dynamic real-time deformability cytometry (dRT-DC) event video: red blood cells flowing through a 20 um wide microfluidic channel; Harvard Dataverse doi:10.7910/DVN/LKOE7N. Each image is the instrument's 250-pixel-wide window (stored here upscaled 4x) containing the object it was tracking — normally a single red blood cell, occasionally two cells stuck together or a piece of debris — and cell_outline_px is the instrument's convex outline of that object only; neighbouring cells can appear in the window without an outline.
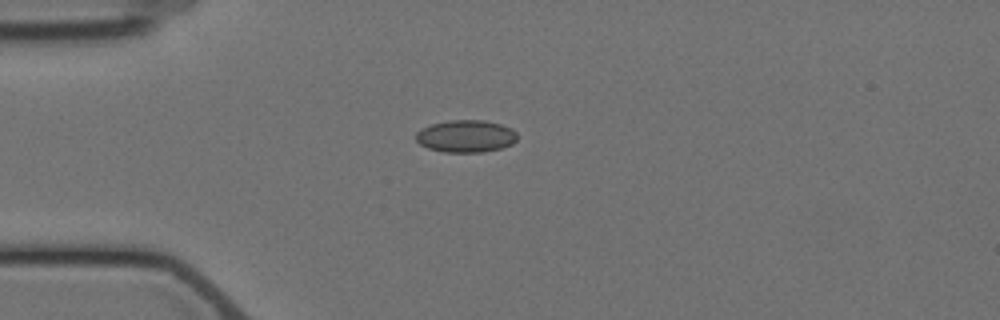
{"species": "Egyptian fruit bat (a non-hibernating species)", "species_latin": "Rousettus aegyptiacus", "temperature_condition": "cold", "stored_images_in_passage": 8, "camera_frame_rate_fps": 3000, "um_per_image_px": 0.085, "animal": {"sex": "female"}, "frame": {"image": 1, "passage_image": 1, "time_ms": 0.0, "image_size_px": [1000, 320], "cell_outline_px": [[516, 140], [512, 144], [500, 148], [480, 152], [444, 152], [428, 148], [420, 144], [416, 140], [416, 132], [420, 128], [432, 124], [448, 120], [484, 120], [500, 124], [512, 128], [516, 132]], "centroid_in_image_um": [39.58, 11.57], "position_along_channel_um": 45.4, "area_um2": 19.07}}
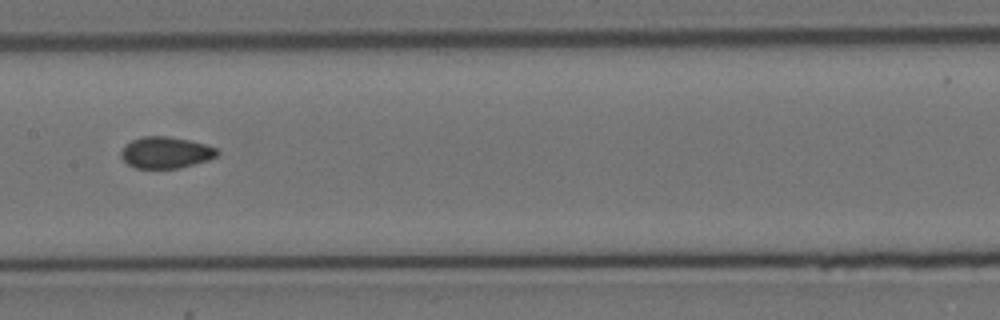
{"frame": {"image": 2, "passage_image": 5, "time_ms": 4.667, "image_size_px": [1000, 320], "cell_outline_px": [[220, 152], [216, 156], [208, 160], [176, 168], [136, 168], [128, 164], [120, 156], [120, 152], [124, 144], [140, 136], [168, 136], [188, 140], [204, 144], [216, 148]], "centroid_in_image_um": [14.04, 12.95], "position_along_channel_um": 193.4, "area_um2": 17.57}}
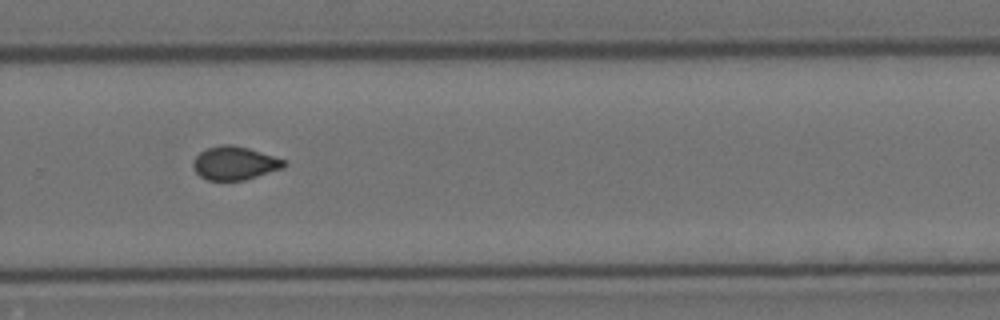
{"frame": {"image": 3, "passage_image": 8, "time_ms": 8.0, "image_size_px": [1000, 320], "cell_outline_px": [[288, 164], [284, 168], [244, 180], [208, 180], [200, 176], [196, 172], [192, 164], [196, 156], [200, 152], [208, 148], [220, 144], [232, 144], [248, 148], [284, 160]], "centroid_in_image_um": [19.94, 13.87], "position_along_channel_um": 309.9, "area_um2": 17.57}}